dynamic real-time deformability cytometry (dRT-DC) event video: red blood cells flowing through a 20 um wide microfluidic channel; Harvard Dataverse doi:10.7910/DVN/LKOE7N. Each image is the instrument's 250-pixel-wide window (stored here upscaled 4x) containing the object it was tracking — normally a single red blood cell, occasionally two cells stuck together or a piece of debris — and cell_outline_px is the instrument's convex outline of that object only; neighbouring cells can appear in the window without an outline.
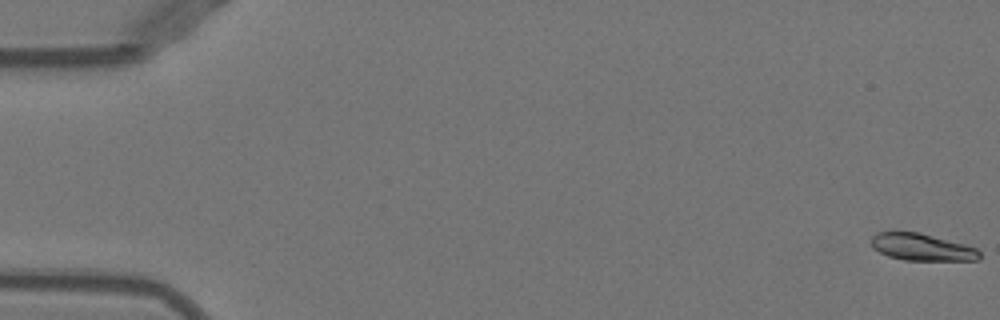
{"species": "Egyptian fruit bat (a non-hibernating species)", "species_latin": "Rousettus aegyptiacus", "temperature_condition": "warm", "stored_images_in_passage": 52, "camera_frame_rate_fps": 3000, "um_per_image_px": 0.085, "animal": {"sex": "female"}, "frame": {"image": 1, "passage_image": 1, "time_ms": 0.0, "image_size_px": [1000, 320], "cell_outline_px": [[980, 260], [904, 260], [888, 256], [872, 248], [872, 236], [876, 232], [920, 232], [964, 244], [976, 248], [980, 252]], "centroid_in_image_um": [78.35, 21.0], "position_along_channel_um": 6.6, "area_um2": 16.99}}
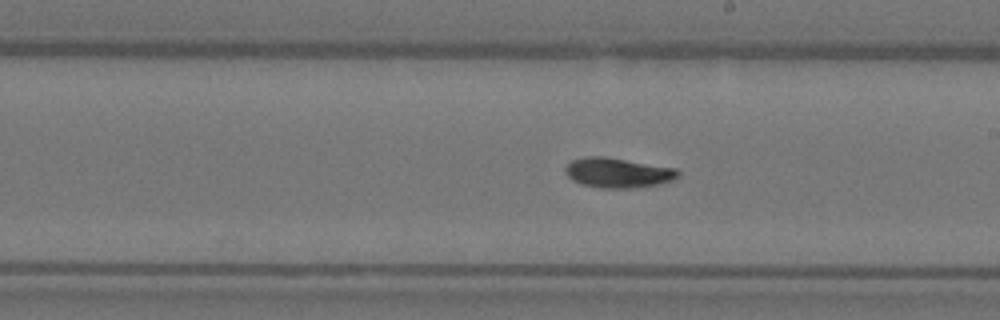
{"frame": {"image": 2, "passage_image": 30, "time_ms": 9.667, "image_size_px": [1000, 320], "cell_outline_px": [[680, 176], [672, 180], [660, 184], [632, 188], [600, 188], [580, 184], [572, 180], [564, 172], [564, 168], [572, 160], [588, 156], [604, 156], [676, 168], [680, 172]], "centroid_in_image_um": [52.51, 14.69], "position_along_channel_um": 236.5, "area_um2": 19.77}}
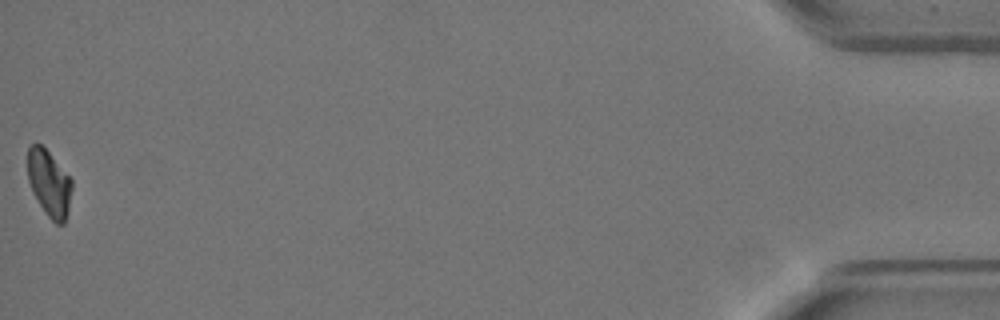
{"frame": {"image": 3, "passage_image": 52, "time_ms": 17.0, "image_size_px": [1000, 320], "cell_outline_px": [[72, 188], [68, 212], [64, 224], [56, 224], [48, 216], [32, 192], [28, 180], [28, 148], [36, 140], [48, 152], [72, 180]], "centroid_in_image_um": [4.17, 15.58], "position_along_channel_um": 431.0, "area_um2": 16.94}, "authors_computed_cell_mechanics": {"area_um2": 18.3515, "velocity_mm_per_s": 3.9723, "shape_relaxation_time_tau1_ms": 5.7631, "shape_relaxation_time_tau2_ms": 5.5105, "deformation_change_tau1": 0.1978, "deformation_change_tau2": 0.0752}}